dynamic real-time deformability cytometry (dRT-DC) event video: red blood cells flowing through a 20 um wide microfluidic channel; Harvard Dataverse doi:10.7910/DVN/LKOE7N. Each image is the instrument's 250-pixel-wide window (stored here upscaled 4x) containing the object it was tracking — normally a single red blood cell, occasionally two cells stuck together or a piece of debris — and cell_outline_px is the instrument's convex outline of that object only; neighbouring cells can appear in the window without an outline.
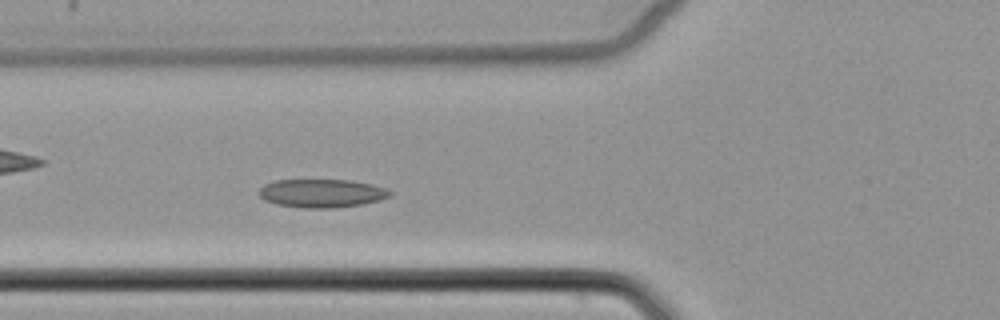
{"species": "common noctule bat (a hibernating species)", "species_latin": "Nyctalus noctula", "temperature_condition": "cold", "stored_images_in_passage": 33, "camera_frame_rate_fps": 3000, "um_per_image_px": 0.085, "animal": {"sex": "female", "body_mass_g": 22.7, "forearm_length_mm": 54.2}, "frame": {"image": 1, "passage_image": 9, "time_ms": 2.667, "image_size_px": [1000, 320], "cell_outline_px": [[392, 196], [380, 200], [360, 204], [332, 208], [304, 208], [276, 204], [264, 200], [260, 196], [260, 188], [264, 184], [276, 180], [348, 180], [372, 184], [388, 188], [392, 192]], "centroid_in_image_um": [27.37, 16.42], "position_along_channel_um": 98.4, "area_um2": 21.68}}
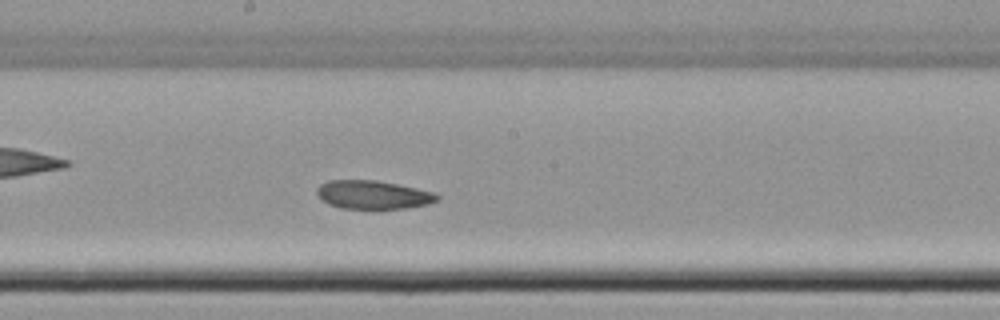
{"frame": {"image": 2, "passage_image": 18, "time_ms": 5.667, "image_size_px": [1000, 320], "cell_outline_px": [[440, 200], [428, 204], [404, 208], [340, 208], [328, 204], [316, 192], [316, 188], [320, 184], [328, 180], [376, 180], [436, 192], [440, 196]], "centroid_in_image_um": [31.73, 16.54], "position_along_channel_um": 216.5, "area_um2": 19.88}}
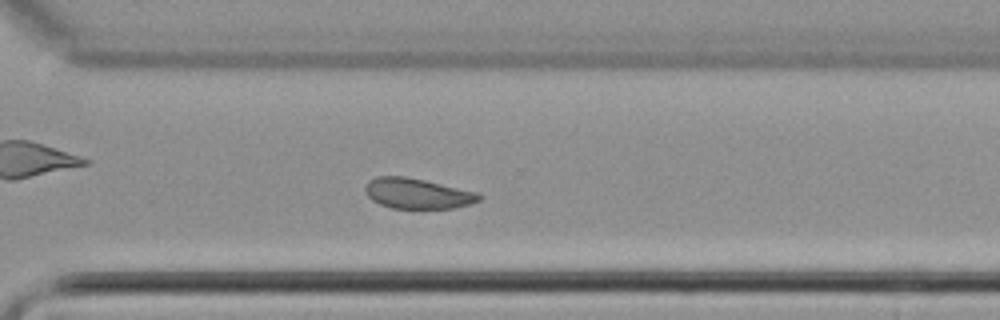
{"frame": {"image": 3, "passage_image": 27, "time_ms": 8.667, "image_size_px": [1000, 320], "cell_outline_px": [[484, 196], [480, 200], [456, 208], [392, 208], [380, 204], [372, 200], [364, 192], [364, 184], [368, 180], [376, 176], [404, 176], [424, 180], [476, 192]], "centroid_in_image_um": [35.43, 16.44], "position_along_channel_um": 335.2, "area_um2": 20.17}}